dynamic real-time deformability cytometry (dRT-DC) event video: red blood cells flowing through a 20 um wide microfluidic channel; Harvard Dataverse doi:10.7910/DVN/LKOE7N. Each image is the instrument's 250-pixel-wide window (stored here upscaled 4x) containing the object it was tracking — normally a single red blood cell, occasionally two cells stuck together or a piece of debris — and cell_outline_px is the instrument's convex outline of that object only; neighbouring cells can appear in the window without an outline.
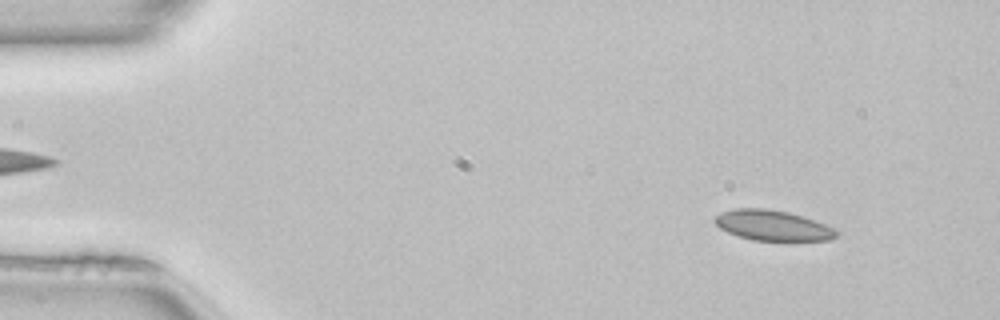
{"species": "common noctule bat (a hibernating species)", "species_latin": "Nyctalus noctula", "temperature_condition": "room temperature", "stored_images_in_passage": 50, "camera_frame_rate_fps": 3000, "um_per_image_px": 0.085, "animal": {"sex": "female", "body_mass_g": 22.7, "forearm_length_mm": 54.2}, "frame": {"image": 1, "passage_image": 5, "time_ms": 1.333, "image_size_px": [1000, 320], "cell_outline_px": [[840, 232], [832, 240], [752, 240], [728, 232], [720, 228], [712, 220], [716, 216], [724, 212], [736, 208], [764, 208], [788, 212], [836, 228]], "centroid_in_image_um": [65.69, 19.16], "position_along_channel_um": 19.3, "area_um2": 21.21}}
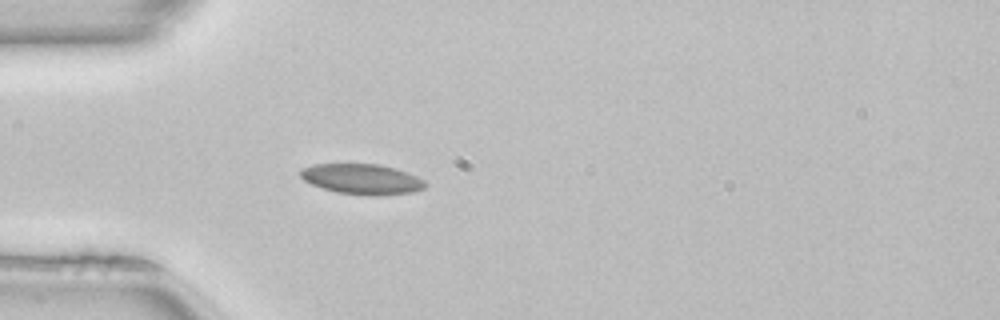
{"frame": {"image": 2, "passage_image": 14, "time_ms": 4.333, "image_size_px": [1000, 320], "cell_outline_px": [[428, 184], [424, 188], [412, 192], [376, 196], [368, 196], [336, 192], [312, 184], [304, 180], [300, 176], [300, 168], [312, 164], [376, 164], [396, 168], [408, 172], [424, 180]], "centroid_in_image_um": [30.77, 15.22], "position_along_channel_um": 54.2, "area_um2": 22.2}}
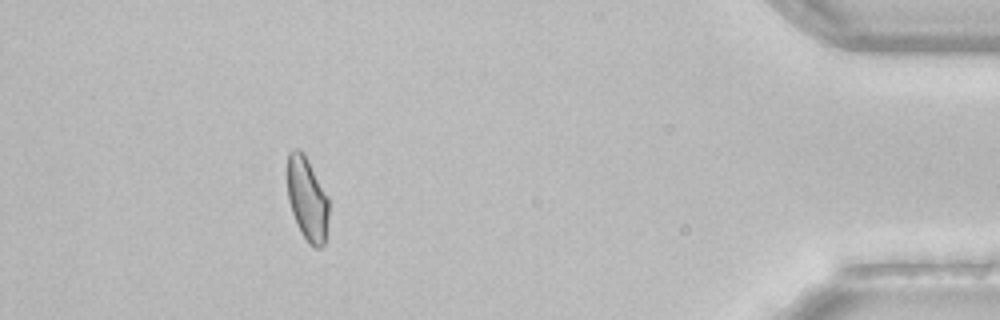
{"frame": {"image": 3, "passage_image": 45, "time_ms": 14.667, "image_size_px": [1000, 320], "cell_outline_px": [[328, 216], [324, 244], [320, 248], [316, 248], [308, 244], [300, 232], [296, 224], [288, 200], [288, 152], [292, 148], [300, 148], [304, 152], [328, 196]], "centroid_in_image_um": [26.11, 16.9], "position_along_channel_um": 409.1, "area_um2": 20.35}, "authors_computed_cell_mechanics": {"area_um2": 21.3571, "velocity_mm_per_s": 4.0545, "shape_relaxation_time_tau1_ms": null, "shape_relaxation_time_tau2_ms": 1.315, "deformation_change_tau1": null, "deformation_change_tau2": 0.0429}}